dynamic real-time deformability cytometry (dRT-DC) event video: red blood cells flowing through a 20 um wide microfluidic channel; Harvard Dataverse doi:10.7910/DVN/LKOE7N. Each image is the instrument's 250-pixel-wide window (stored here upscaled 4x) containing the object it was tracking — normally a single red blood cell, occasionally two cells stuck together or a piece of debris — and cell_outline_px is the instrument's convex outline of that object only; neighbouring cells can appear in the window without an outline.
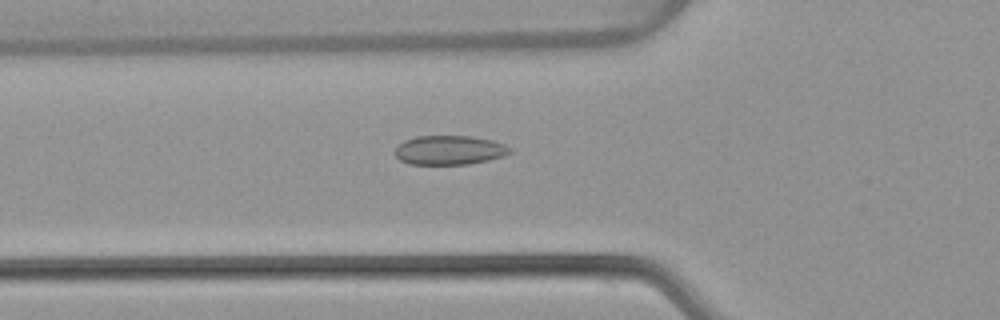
{"species": "common noctule bat (a hibernating species)", "species_latin": "Nyctalus noctula", "temperature_condition": "warm", "stored_images_in_passage": 53, "camera_frame_rate_fps": 3000, "um_per_image_px": 0.085, "animal": {"sex": "female", "body_mass_g": 22.7, "forearm_length_mm": 54.2}, "frame": {"image": 1, "passage_image": 19, "time_ms": 6.0, "image_size_px": [1000, 320], "cell_outline_px": [[512, 152], [504, 156], [488, 160], [468, 164], [408, 164], [400, 160], [396, 156], [396, 148], [404, 140], [416, 136], [472, 136], [492, 140], [504, 144], [512, 148]], "centroid_in_image_um": [38.23, 12.76], "position_along_channel_um": 87.6, "area_um2": 19.59}}
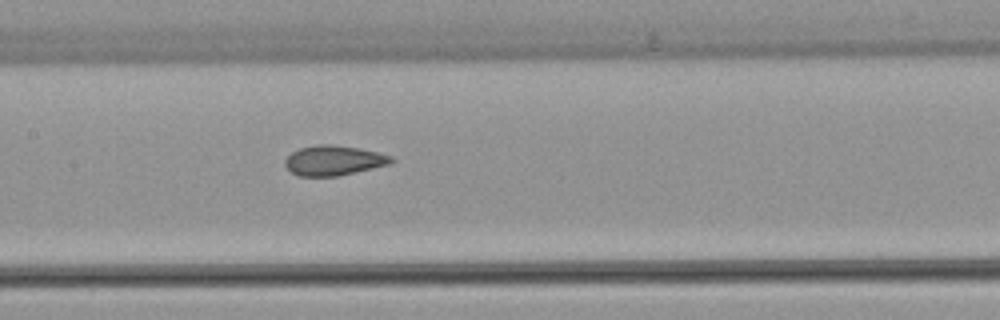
{"frame": {"image": 2, "passage_image": 26, "time_ms": 8.333, "image_size_px": [1000, 320], "cell_outline_px": [[396, 160], [392, 164], [340, 176], [300, 176], [292, 172], [284, 164], [284, 160], [292, 152], [300, 148], [316, 144], [328, 144], [360, 148], [392, 156]], "centroid_in_image_um": [28.41, 13.64], "position_along_channel_um": 179.0, "area_um2": 18.67}}
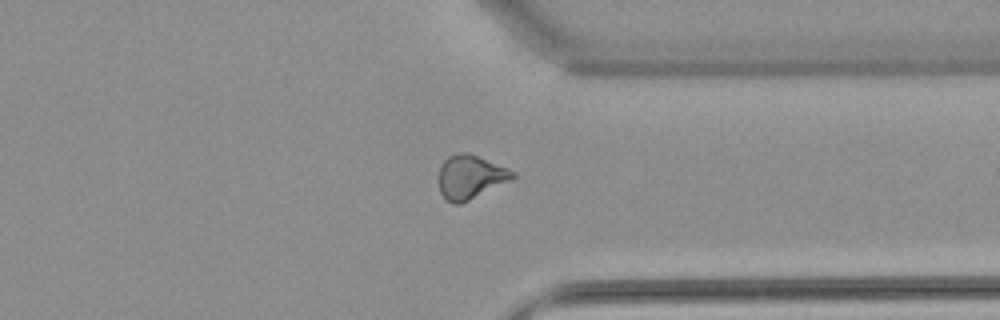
{"frame": {"image": 3, "passage_image": 41, "time_ms": 13.333, "image_size_px": [1000, 320], "cell_outline_px": [[516, 176], [460, 204], [452, 204], [440, 192], [436, 180], [440, 164], [448, 156], [460, 152], [468, 152], [508, 168], [516, 172]], "centroid_in_image_um": [39.9, 15.01], "position_along_channel_um": 371.5, "area_um2": 18.79}, "authors_computed_cell_mechanics": {"area_um2": 19.363, "velocity_mm_per_s": 3.8869, "shape_relaxation_time_tau1_ms": null, "shape_relaxation_time_tau2_ms": 2.4671, "deformation_change_tau1": null, "deformation_change_tau2": 0.085}}